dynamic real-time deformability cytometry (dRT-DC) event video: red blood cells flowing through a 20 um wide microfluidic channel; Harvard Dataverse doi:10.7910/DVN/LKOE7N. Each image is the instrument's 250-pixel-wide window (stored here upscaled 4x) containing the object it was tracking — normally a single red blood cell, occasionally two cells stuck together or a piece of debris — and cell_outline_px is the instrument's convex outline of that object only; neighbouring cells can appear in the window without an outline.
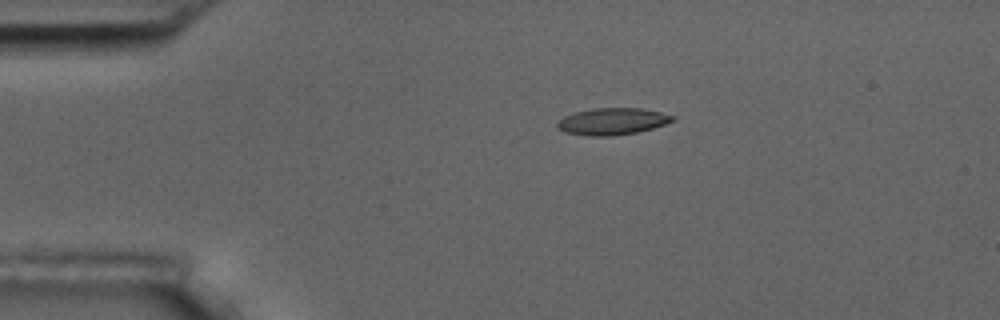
{"species": "common noctule bat (a hibernating species)", "species_latin": "Nyctalus noctula", "temperature_condition": "room temperature", "stored_images_in_passage": 6, "camera_frame_rate_fps": 3000, "um_per_image_px": 0.085, "animal": {"sex": "male", "body_mass_g": 17.5, "forearm_length_mm": 52.3}, "frame": {"image": 1, "passage_image": 6, "time_ms": 6.667, "image_size_px": [1000, 320], "cell_outline_px": [[676, 120], [652, 128], [636, 132], [612, 136], [588, 136], [564, 132], [556, 128], [556, 124], [564, 116], [576, 112], [592, 108], [640, 108], [660, 112], [676, 116]], "centroid_in_image_um": [52.04, 10.32], "position_along_channel_um": 33.0, "area_um2": 18.03}}